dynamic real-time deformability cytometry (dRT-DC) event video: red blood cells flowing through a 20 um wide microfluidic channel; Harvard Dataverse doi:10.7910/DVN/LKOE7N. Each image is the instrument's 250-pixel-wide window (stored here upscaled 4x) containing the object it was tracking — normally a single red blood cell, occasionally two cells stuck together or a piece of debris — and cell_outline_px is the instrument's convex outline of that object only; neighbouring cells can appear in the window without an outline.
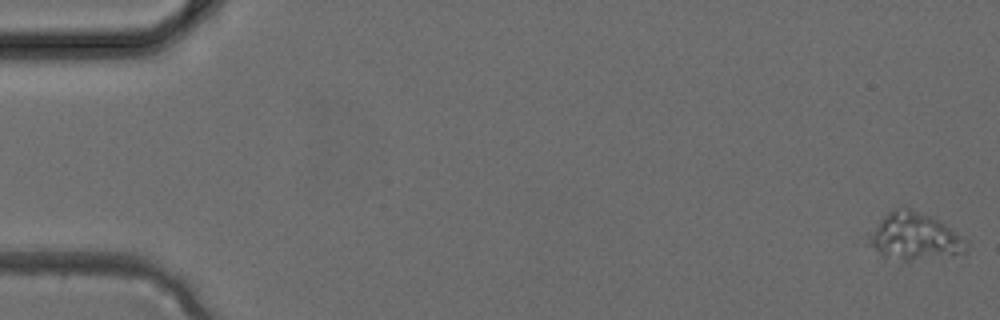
{"species": "common noctule bat (a hibernating species)", "species_latin": "Nyctalus noctula", "temperature_condition": "cold", "stored_images_in_passage": 4, "camera_frame_rate_fps": 3000, "um_per_image_px": 0.085, "animal": {"sex": "female", "body_mass_g": 24.6, "forearm_length_mm": 56.2}, "frame": {"image": 1, "passage_image": 1, "time_ms": 0.0, "image_size_px": [1000, 320], "cell_outline_px": [[968, 252], [952, 256], [908, 260], [900, 260], [884, 256], [864, 244], [880, 220], [892, 208], [908, 208], [932, 216], [956, 232], [968, 244]], "centroid_in_image_um": [77.73, 20.12], "position_along_channel_um": 7.3, "area_um2": 26.7}}
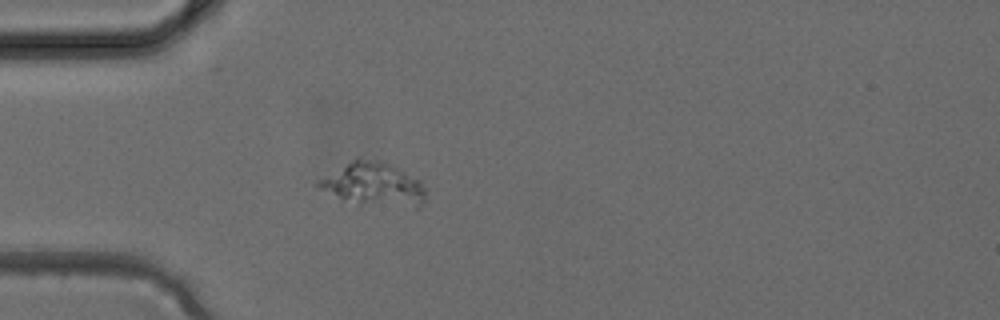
{"frame": {"image": 2, "passage_image": 4, "time_ms": 1.0, "image_size_px": [1000, 320], "cell_outline_px": [[424, 204], [420, 208], [416, 208], [360, 204], [320, 188], [316, 184], [320, 180], [356, 156], [360, 156], [380, 160], [420, 180], [424, 188]], "centroid_in_image_um": [31.82, 15.65], "position_along_channel_um": 53.2, "area_um2": 26.59}}